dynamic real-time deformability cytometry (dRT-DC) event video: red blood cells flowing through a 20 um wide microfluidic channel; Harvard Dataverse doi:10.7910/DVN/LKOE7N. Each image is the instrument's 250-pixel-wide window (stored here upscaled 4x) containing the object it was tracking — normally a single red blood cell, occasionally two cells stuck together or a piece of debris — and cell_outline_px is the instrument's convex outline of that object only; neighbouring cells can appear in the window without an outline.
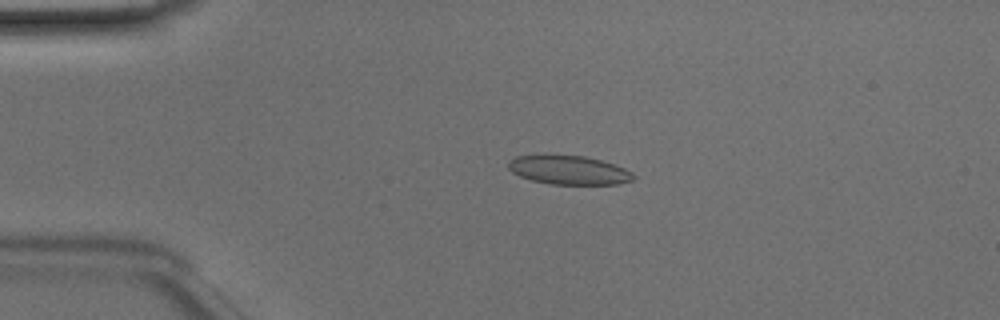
{"species": "Egyptian fruit bat (a non-hibernating species)", "species_latin": "Rousettus aegyptiacus", "temperature_condition": "room temperature", "stored_images_in_passage": 48, "camera_frame_rate_fps": 3000, "um_per_image_px": 0.085, "animal": {"sex": "male"}, "frame": {"image": 1, "passage_image": 10, "time_ms": 3.0, "image_size_px": [1000, 320], "cell_outline_px": [[636, 176], [632, 180], [616, 184], [548, 184], [532, 180], [520, 176], [512, 172], [508, 168], [508, 160], [516, 156], [544, 152], [584, 156], [600, 160], [624, 168], [632, 172]], "centroid_in_image_um": [48.26, 14.41], "position_along_channel_um": 36.7, "area_um2": 21.68}}
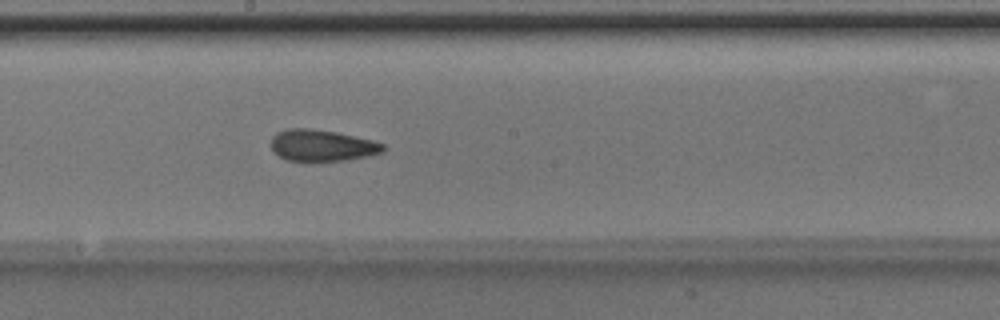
{"frame": {"image": 2, "passage_image": 26, "time_ms": 8.333, "image_size_px": [1000, 320], "cell_outline_px": [[388, 148], [384, 152], [368, 156], [344, 160], [284, 160], [272, 148], [272, 136], [276, 132], [288, 128], [308, 128], [336, 132], [372, 140], [384, 144]], "centroid_in_image_um": [27.4, 12.35], "position_along_channel_um": 220.8, "area_um2": 20.4}}
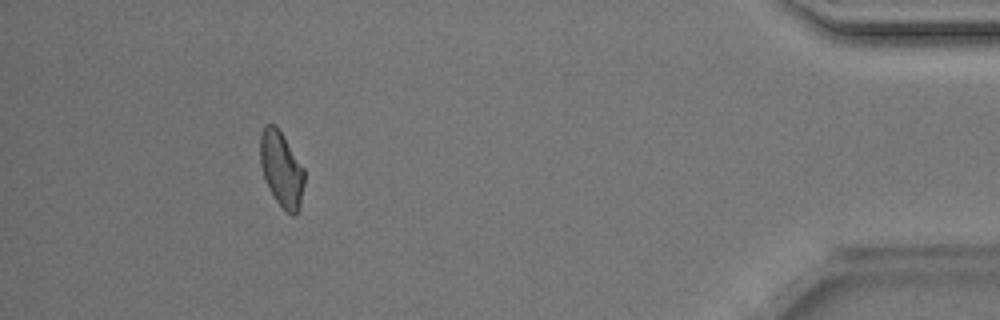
{"frame": {"image": 3, "passage_image": 44, "time_ms": 14.333, "image_size_px": [1000, 320], "cell_outline_px": [[304, 184], [300, 208], [296, 216], [292, 216], [276, 200], [268, 188], [260, 164], [260, 136], [264, 128], [268, 124], [276, 124], [284, 136], [304, 168]], "centroid_in_image_um": [23.94, 14.38], "position_along_channel_um": 411.3, "area_um2": 19.36}, "authors_computed_cell_mechanics": {"area_um2": 20.8369, "velocity_mm_per_s": 4.1356, "shape_relaxation_time_tau1_ms": 1.9621, "shape_relaxation_time_tau2_ms": 1.8638, "deformation_change_tau1": 0.1115, "deformation_change_tau2": 0.0953}}